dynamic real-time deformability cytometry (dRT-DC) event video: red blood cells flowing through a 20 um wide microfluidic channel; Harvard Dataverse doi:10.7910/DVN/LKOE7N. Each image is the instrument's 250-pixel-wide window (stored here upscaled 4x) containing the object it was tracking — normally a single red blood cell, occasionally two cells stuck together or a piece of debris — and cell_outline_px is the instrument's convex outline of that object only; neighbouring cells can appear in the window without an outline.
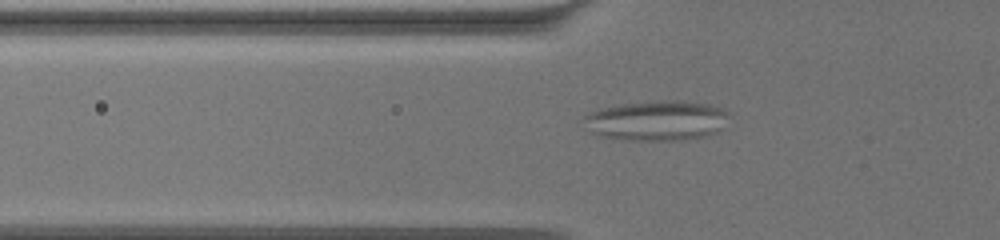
{"species": "common noctule bat (a hibernating species)", "species_latin": "Nyctalus noctula", "temperature_condition": "warm", "stored_images_in_passage": 43, "camera_frame_rate_fps": 3000, "um_per_image_px": 0.085, "animal": {"sex": "female", "body_mass_g": 19.5, "forearm_length_mm": 54.1}, "frame": {"image": 1, "passage_image": 3, "time_ms": 0.667, "image_size_px": [1000, 240], "cell_outline_px": [[728, 112], [716, 132], [704, 136], [680, 140], [624, 140], [596, 136], [588, 132], [584, 128], [584, 116], [588, 112], [596, 108], [620, 104], [672, 100], [676, 100], [708, 104], [720, 108]], "centroid_in_image_um": [55.65, 10.26], "position_along_channel_um": 70.1, "area_um2": 33.81}}
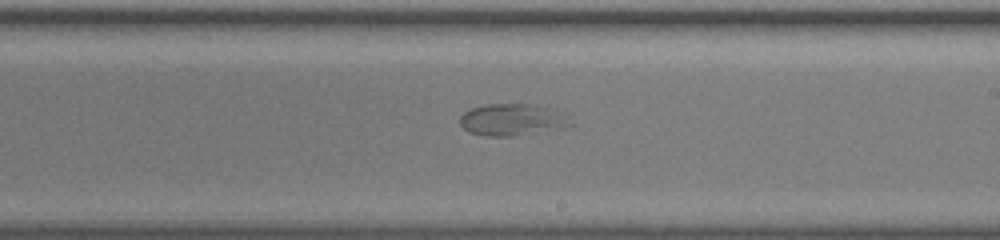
{"frame": {"image": 2, "passage_image": 19, "time_ms": 6.0, "image_size_px": [1000, 240], "cell_outline_px": [[576, 124], [564, 128], [516, 136], [484, 136], [468, 132], [460, 124], [460, 116], [464, 112], [472, 108], [488, 104], [524, 104], [544, 108]], "centroid_in_image_um": [43.43, 10.22], "position_along_channel_um": 245.6, "area_um2": 19.94}}
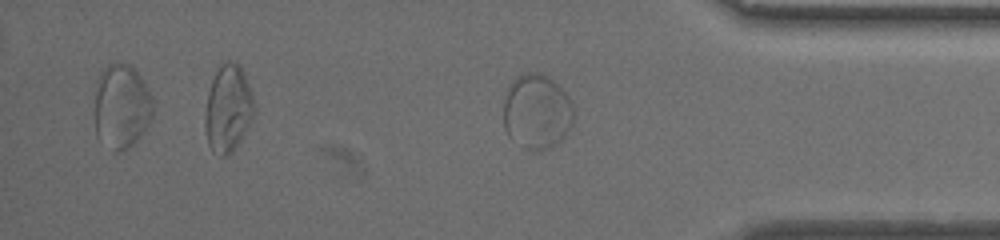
{"frame": {"image": 3, "passage_image": 33, "time_ms": 10.667, "image_size_px": [1000, 240], "cell_outline_px": [[572, 124], [564, 136], [552, 148], [540, 152], [524, 148], [508, 136], [504, 128], [504, 100], [508, 88], [512, 80], [516, 76], [524, 72], [540, 72], [548, 76], [568, 96], [572, 104]], "centroid_in_image_um": [45.6, 9.5], "position_along_channel_um": 389.6, "area_um2": 30.81}}